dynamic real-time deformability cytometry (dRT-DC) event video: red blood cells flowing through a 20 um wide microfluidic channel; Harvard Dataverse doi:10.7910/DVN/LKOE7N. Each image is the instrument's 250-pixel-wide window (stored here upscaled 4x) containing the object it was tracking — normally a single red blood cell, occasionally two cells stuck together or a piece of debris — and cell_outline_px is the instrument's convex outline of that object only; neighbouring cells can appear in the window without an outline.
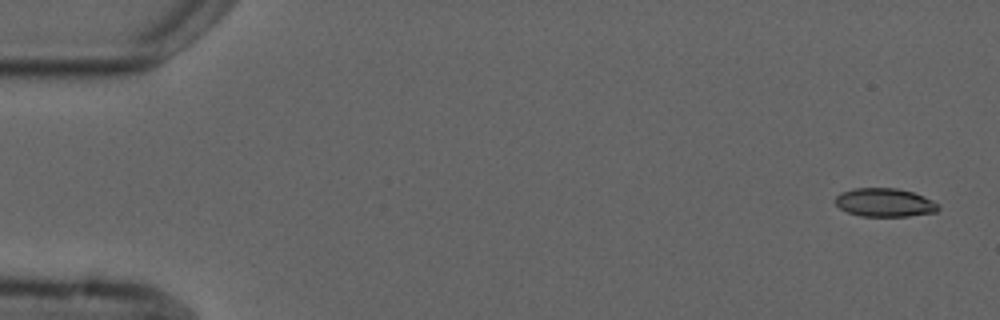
{"species": "common noctule bat (a hibernating species)", "species_latin": "Nyctalus noctula", "temperature_condition": "cold", "stored_images_in_passage": 5, "segment_of_instrument_passage": [1, 2], "camera_frame_rate_fps": 3000, "um_per_image_px": 0.085, "animal": {"sex": "male", "forearm_length_mm": 52.5}, "frame": {"image": 1, "passage_image": 1, "time_ms": 0.0, "image_size_px": [1000, 320], "cell_outline_px": [[940, 208], [936, 212], [908, 216], [860, 216], [848, 212], [840, 208], [836, 204], [836, 196], [840, 192], [852, 188], [896, 188], [912, 192], [924, 196], [940, 204]], "centroid_in_image_um": [75.21, 17.21], "position_along_channel_um": 9.8, "area_um2": 17.17}}